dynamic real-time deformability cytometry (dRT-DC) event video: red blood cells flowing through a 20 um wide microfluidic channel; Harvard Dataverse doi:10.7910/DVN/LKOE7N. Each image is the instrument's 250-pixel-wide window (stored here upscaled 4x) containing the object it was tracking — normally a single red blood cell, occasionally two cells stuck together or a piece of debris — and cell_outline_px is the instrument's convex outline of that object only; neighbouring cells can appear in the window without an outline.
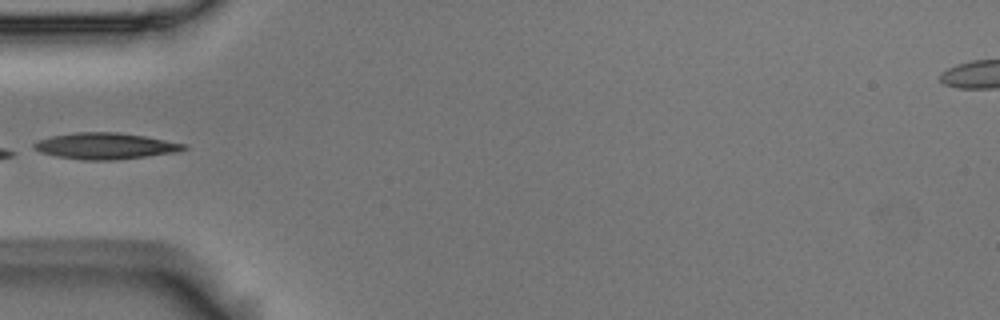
{"species": "Egyptian fruit bat (a non-hibernating species)", "species_latin": "Rousettus aegyptiacus", "temperature_condition": "room temperature", "stored_images_in_passage": 6, "camera_frame_rate_fps": 3000, "um_per_image_px": 0.085, "animal": {"sex": "male"}, "frame": {"image": 1, "passage_image": 5, "time_ms": 1.333, "image_size_px": [1000, 320], "cell_outline_px": [[188, 148], [176, 152], [148, 156], [116, 160], [84, 160], [56, 156], [40, 152], [32, 148], [32, 144], [36, 140], [52, 136], [76, 132], [116, 132], [144, 136], [188, 144]], "centroid_in_image_um": [8.94, 12.41], "position_along_channel_um": 76.1, "area_um2": 23.06}}
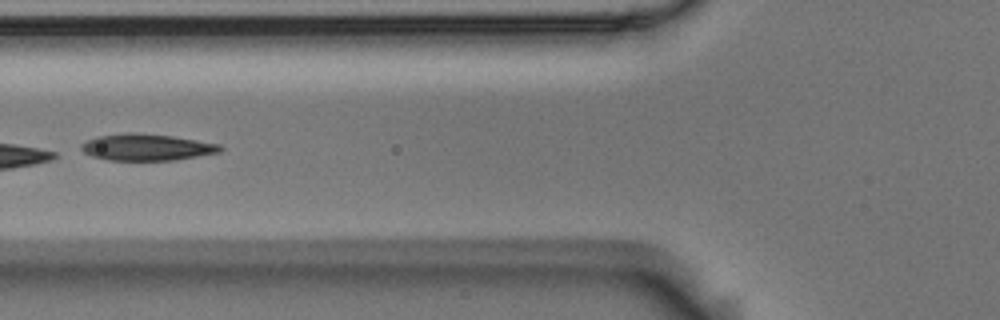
{"frame": {"image": 2, "passage_image": 6, "time_ms": 1.667, "image_size_px": [1000, 320], "cell_outline_px": [[224, 148], [220, 152], [176, 160], [108, 160], [92, 156], [84, 152], [80, 148], [80, 144], [96, 136], [124, 132], [136, 132], [172, 136], [220, 144]], "centroid_in_image_um": [12.45, 12.5], "position_along_channel_um": 113.3, "area_um2": 21.68}}